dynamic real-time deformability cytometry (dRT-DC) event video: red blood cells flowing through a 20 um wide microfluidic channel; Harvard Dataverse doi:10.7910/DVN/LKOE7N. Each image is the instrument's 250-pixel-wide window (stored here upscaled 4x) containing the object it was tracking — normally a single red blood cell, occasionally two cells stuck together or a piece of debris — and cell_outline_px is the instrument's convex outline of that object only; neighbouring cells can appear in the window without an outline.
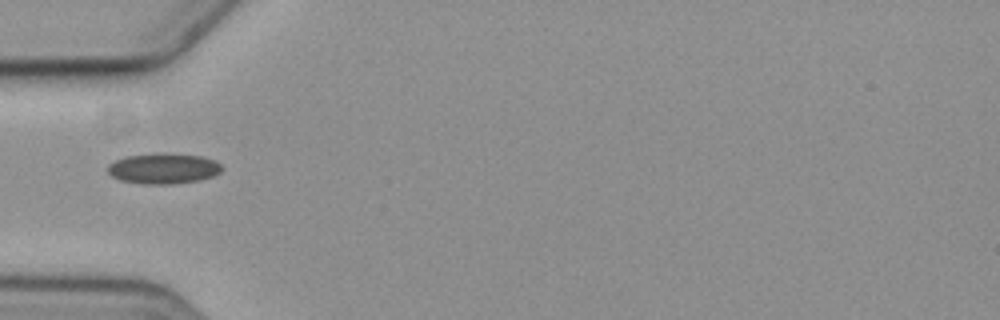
{"species": "common noctule bat (a hibernating species)", "species_latin": "Nyctalus noctula", "temperature_condition": "cold", "stored_images_in_passage": 3, "camera_frame_rate_fps": 3000, "um_per_image_px": 0.085, "animal": {"sex": "female", "body_mass_g": 19.3, "forearm_length_mm": 54.1}, "frame": {"image": 1, "passage_image": 1, "time_ms": 0.0, "image_size_px": [1000, 320], "cell_outline_px": [[224, 168], [220, 172], [212, 176], [196, 180], [168, 184], [144, 184], [120, 180], [112, 176], [108, 172], [108, 164], [124, 156], [160, 152], [164, 152], [200, 156], [216, 160]], "centroid_in_image_um": [13.88, 14.3], "position_along_channel_um": 71.1, "area_um2": 20.4}}
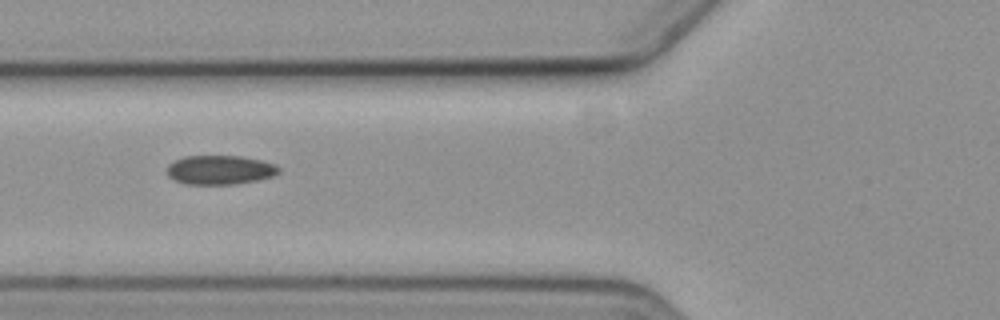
{"frame": {"image": 2, "passage_image": 2, "time_ms": 1.0, "image_size_px": [1000, 320], "cell_outline_px": [[280, 172], [272, 176], [256, 180], [236, 184], [188, 184], [176, 180], [168, 176], [168, 164], [184, 156], [240, 156], [260, 160], [276, 164], [280, 168]], "centroid_in_image_um": [18.72, 14.44], "position_along_channel_um": 107.1, "area_um2": 18.84}}
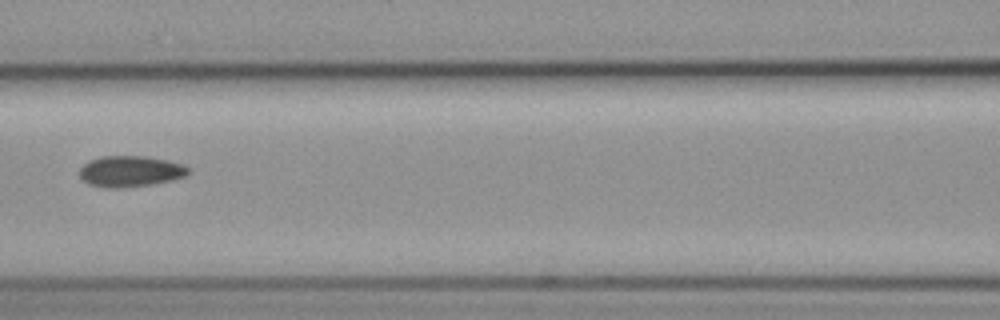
{"frame": {"image": 3, "passage_image": 3, "time_ms": 2.333, "image_size_px": [1000, 320], "cell_outline_px": [[188, 176], [172, 180], [152, 184], [124, 188], [108, 188], [88, 184], [80, 176], [80, 168], [88, 160], [100, 156], [148, 156], [168, 160], [184, 164], [188, 168]], "centroid_in_image_um": [11.09, 14.56], "position_along_channel_um": 155.5, "area_um2": 19.88}}